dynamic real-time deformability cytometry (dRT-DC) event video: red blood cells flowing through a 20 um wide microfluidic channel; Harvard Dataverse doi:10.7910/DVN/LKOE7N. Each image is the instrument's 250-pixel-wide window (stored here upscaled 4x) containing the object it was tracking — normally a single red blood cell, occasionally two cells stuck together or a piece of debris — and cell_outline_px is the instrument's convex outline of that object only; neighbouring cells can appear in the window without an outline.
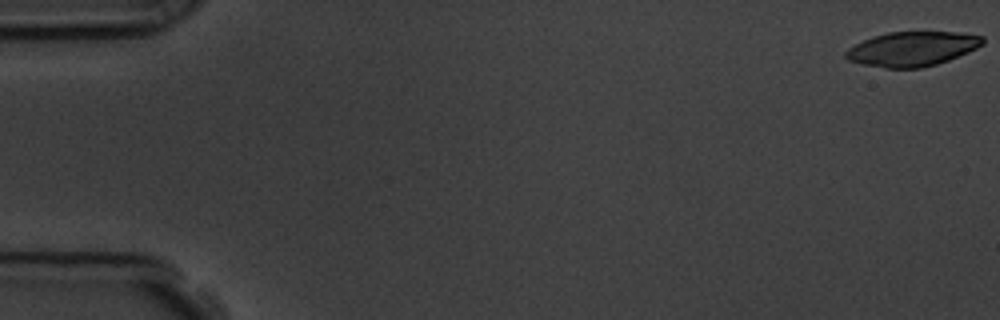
{"species": "common noctule bat (a hibernating species)", "species_latin": "Nyctalus noctula", "temperature_condition": "room temperature", "stored_images_in_passage": 57, "camera_frame_rate_fps": 3000, "um_per_image_px": 0.085, "animal": {"sex": "male", "body_mass_g": 19.5, "forearm_length_mm": 54.6}, "frame": {"image": 1, "passage_image": 1, "time_ms": 0.0, "image_size_px": [1000, 320], "cell_outline_px": [[984, 44], [968, 52], [948, 60], [936, 64], [920, 68], [884, 68], [864, 64], [848, 60], [844, 56], [844, 52], [848, 48], [872, 36], [888, 32], [960, 32], [984, 36]], "centroid_in_image_um": [77.54, 4.15], "position_along_channel_um": 7.5, "area_um2": 27.51}}
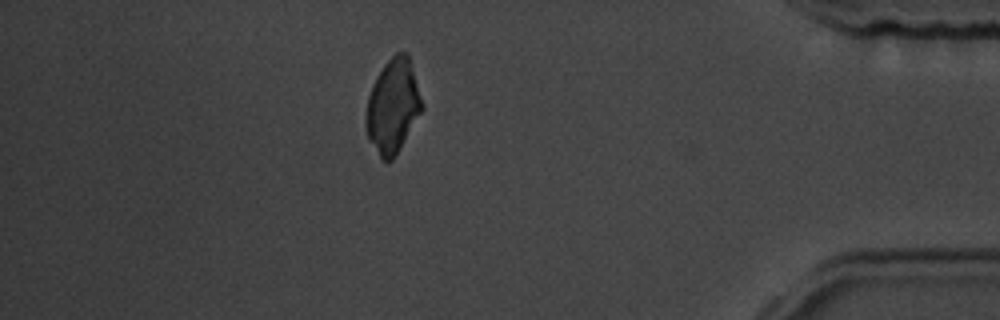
{"frame": {"image": 2, "passage_image": 50, "time_ms": 16.333, "image_size_px": [1000, 320], "cell_outline_px": [[424, 108], [400, 148], [392, 160], [384, 160], [380, 156], [368, 140], [364, 124], [364, 120], [368, 96], [372, 84], [376, 76], [384, 64], [396, 52], [408, 52]], "centroid_in_image_um": [33.37, 9.0], "position_along_channel_um": 401.8, "area_um2": 30.69}}